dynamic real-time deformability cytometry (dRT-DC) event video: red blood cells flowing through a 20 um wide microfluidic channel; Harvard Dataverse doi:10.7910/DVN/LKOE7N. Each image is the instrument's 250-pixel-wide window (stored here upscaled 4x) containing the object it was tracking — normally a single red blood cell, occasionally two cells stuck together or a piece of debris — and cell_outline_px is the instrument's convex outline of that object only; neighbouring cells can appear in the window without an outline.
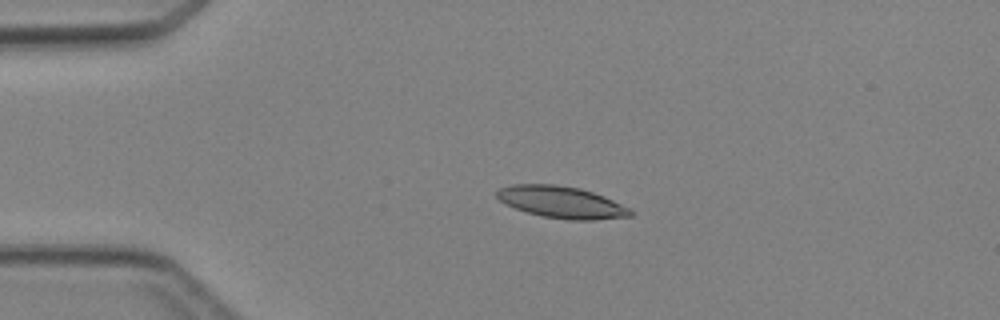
{"species": "Egyptian fruit bat (a non-hibernating species)", "species_latin": "Rousettus aegyptiacus", "temperature_condition": "cold", "stored_images_in_passage": 6, "camera_frame_rate_fps": 3000, "um_per_image_px": 0.085, "animal": {"sex": "female"}, "frame": {"image": 1, "passage_image": 4, "time_ms": 3.333, "image_size_px": [1000, 320], "cell_outline_px": [[632, 216], [592, 220], [568, 220], [544, 216], [528, 212], [504, 204], [496, 196], [496, 192], [500, 188], [512, 184], [552, 184], [580, 188], [604, 196], [632, 208]], "centroid_in_image_um": [47.75, 17.18], "position_along_channel_um": 37.2, "area_um2": 24.74}}
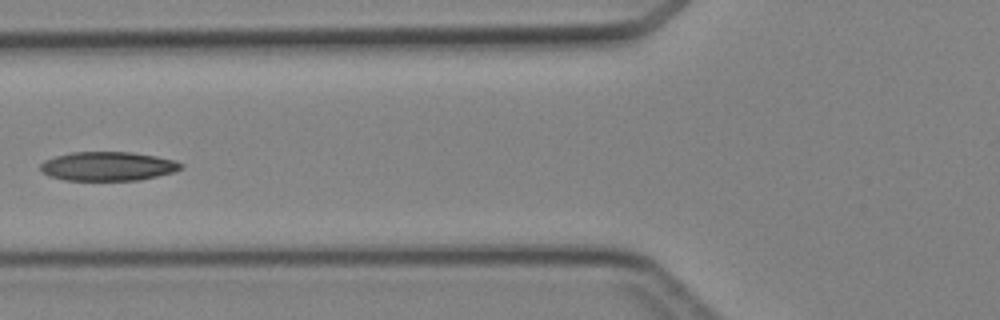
{"frame": {"image": 2, "passage_image": 6, "time_ms": 6.0, "image_size_px": [1000, 320], "cell_outline_px": [[184, 168], [176, 172], [140, 180], [64, 180], [48, 176], [40, 172], [40, 164], [44, 160], [56, 156], [72, 152], [132, 152], [156, 156], [176, 160], [184, 164]], "centroid_in_image_um": [9.2, 14.13], "position_along_channel_um": 116.6, "area_um2": 24.1}}